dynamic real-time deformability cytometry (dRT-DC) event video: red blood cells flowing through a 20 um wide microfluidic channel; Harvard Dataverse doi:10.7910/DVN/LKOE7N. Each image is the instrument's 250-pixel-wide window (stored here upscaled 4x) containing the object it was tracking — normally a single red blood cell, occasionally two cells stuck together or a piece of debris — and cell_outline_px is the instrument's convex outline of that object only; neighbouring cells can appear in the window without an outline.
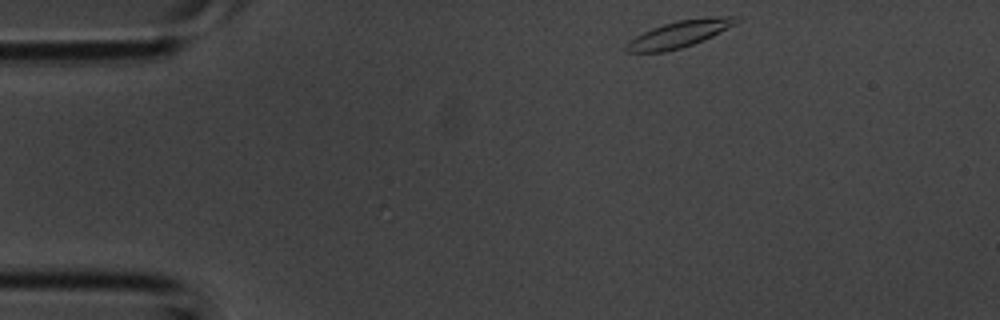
{"species": "common noctule bat (a hibernating species)", "species_latin": "Nyctalus noctula", "temperature_condition": "room temperature", "stored_images_in_passage": 34, "camera_frame_rate_fps": 3000, "um_per_image_px": 0.085, "animal": {"sex": "male", "body_mass_g": 20.1, "forearm_length_mm": 53.5}, "frame": {"image": 1, "passage_image": 1, "time_ms": 0.0, "image_size_px": [1000, 320], "cell_outline_px": [[740, 20], [736, 24], [704, 40], [680, 48], [664, 52], [624, 52], [624, 48], [628, 40], [652, 28], [676, 20], [708, 16], [740, 16]], "centroid_in_image_um": [57.76, 2.88], "position_along_channel_um": 27.2, "area_um2": 17.28}}
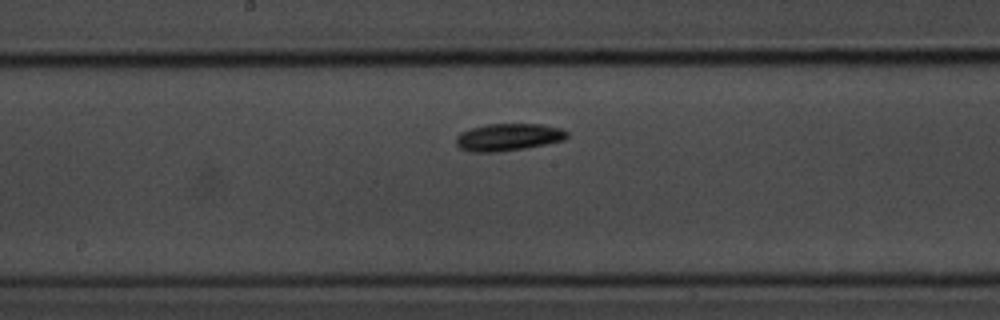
{"frame": {"image": 2, "passage_image": 15, "time_ms": 4.667, "image_size_px": [1000, 320], "cell_outline_px": [[568, 136], [564, 140], [524, 148], [500, 152], [472, 152], [460, 148], [456, 144], [456, 136], [460, 132], [472, 128], [488, 124], [544, 124], [560, 128], [568, 132]], "centroid_in_image_um": [43.2, 11.65], "position_along_channel_um": 205.0, "area_um2": 17.63}}
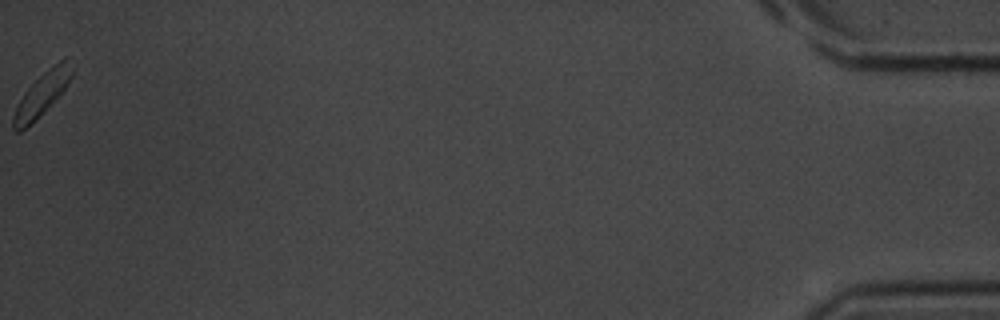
{"frame": {"image": 3, "passage_image": 34, "time_ms": 11.0, "image_size_px": [1000, 320], "cell_outline_px": [[72, 76], [68, 84], [60, 96], [36, 120], [20, 132], [16, 132], [12, 128], [12, 116], [24, 92], [48, 68], [60, 60], [68, 56], [72, 72]], "centroid_in_image_um": [3.56, 8.03], "position_along_channel_um": 431.6, "area_um2": 14.74}}